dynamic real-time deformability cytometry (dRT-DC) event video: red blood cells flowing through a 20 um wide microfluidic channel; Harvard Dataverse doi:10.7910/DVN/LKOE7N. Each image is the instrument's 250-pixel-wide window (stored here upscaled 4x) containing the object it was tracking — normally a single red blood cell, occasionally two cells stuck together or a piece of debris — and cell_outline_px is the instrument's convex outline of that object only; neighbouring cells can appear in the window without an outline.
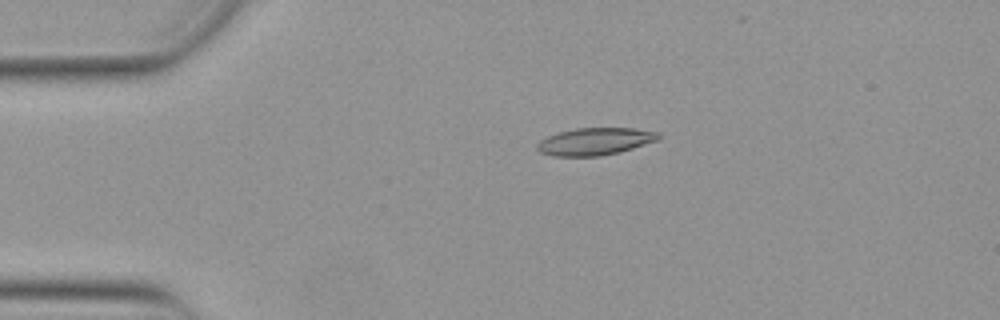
{"species": "Egyptian fruit bat (a non-hibernating species)", "species_latin": "Rousettus aegyptiacus", "temperature_condition": "warm", "stored_images_in_passage": 45, "camera_frame_rate_fps": 3000, "um_per_image_px": 0.085, "animal": {"sex": "female"}, "frame": {"image": 1, "passage_image": 11, "time_ms": 3.333, "image_size_px": [1000, 320], "cell_outline_px": [[660, 136], [656, 140], [620, 152], [600, 156], [552, 156], [540, 152], [536, 148], [536, 144], [540, 140], [548, 136], [560, 132], [576, 128], [632, 128], [660, 132]], "centroid_in_image_um": [50.55, 12.02], "position_along_channel_um": 34.5, "area_um2": 19.19}}
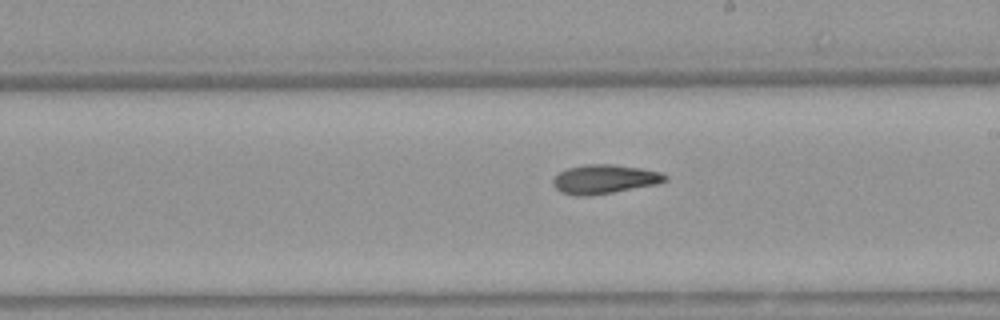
{"frame": {"image": 2, "passage_image": 30, "time_ms": 9.667, "image_size_px": [1000, 320], "cell_outline_px": [[668, 180], [656, 184], [612, 192], [588, 196], [576, 196], [560, 192], [552, 184], [552, 180], [560, 172], [568, 168], [584, 164], [616, 164], [640, 168], [660, 172], [668, 176]], "centroid_in_image_um": [51.36, 15.22], "position_along_channel_um": 237.6, "area_um2": 18.96}}
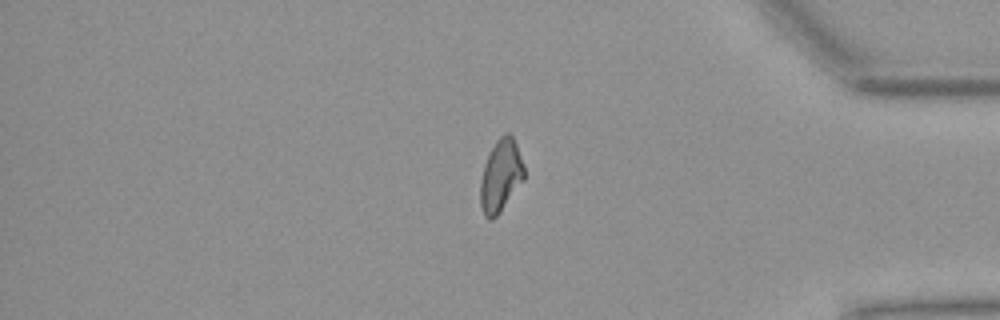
{"frame": {"image": 3, "passage_image": 44, "time_ms": 14.333, "image_size_px": [1000, 320], "cell_outline_px": [[524, 180], [500, 212], [492, 220], [488, 220], [484, 216], [480, 204], [480, 180], [484, 164], [496, 140], [504, 132], [508, 132], [512, 136], [516, 144], [524, 164]], "centroid_in_image_um": [42.56, 14.95], "position_along_channel_um": 392.6, "area_um2": 18.55}}